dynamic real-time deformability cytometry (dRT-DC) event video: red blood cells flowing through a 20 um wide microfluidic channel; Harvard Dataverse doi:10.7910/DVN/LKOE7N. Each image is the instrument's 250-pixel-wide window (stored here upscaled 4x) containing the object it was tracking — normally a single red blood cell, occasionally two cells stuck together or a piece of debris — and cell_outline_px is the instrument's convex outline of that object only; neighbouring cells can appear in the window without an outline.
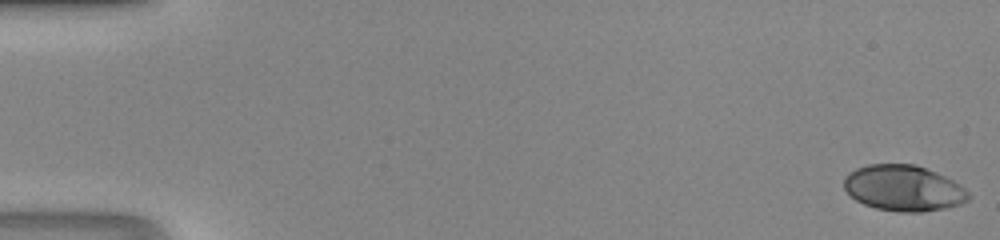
{"species": "human", "species_latin": "Homo sapiens", "temperature_condition": "room temperature", "stored_images_in_passage": 48, "camera_frame_rate_fps": 3000, "um_per_image_px": 0.085, "donor": {"sex": "male"}, "frame": {"image": 1, "passage_image": 1, "time_ms": 0.0, "image_size_px": [1000, 240], "cell_outline_px": [[972, 196], [968, 200], [960, 204], [944, 208], [920, 212], [900, 212], [876, 208], [864, 204], [856, 200], [844, 188], [844, 176], [848, 172], [856, 168], [868, 164], [916, 164], [936, 172], [960, 184]], "centroid_in_image_um": [76.8, 15.98], "position_along_channel_um": 8.2, "area_um2": 33.29}}
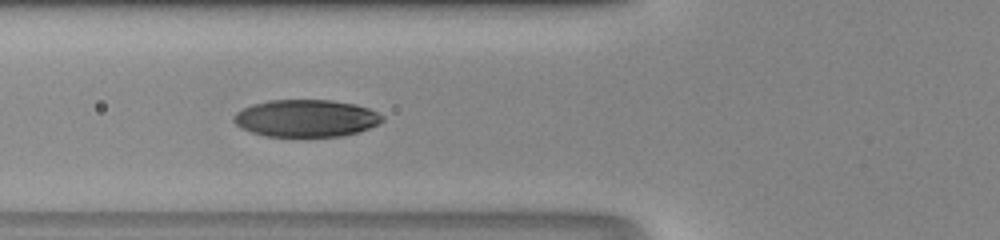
{"frame": {"image": 2, "passage_image": 19, "time_ms": 6.0, "image_size_px": [1000, 240], "cell_outline_px": [[384, 120], [380, 124], [360, 132], [344, 136], [264, 136], [240, 128], [232, 120], [232, 116], [236, 112], [252, 104], [268, 100], [332, 100], [356, 104], [368, 108], [384, 116]], "centroid_in_image_um": [26.03, 10.05], "position_along_channel_um": 99.8, "area_um2": 32.54}}
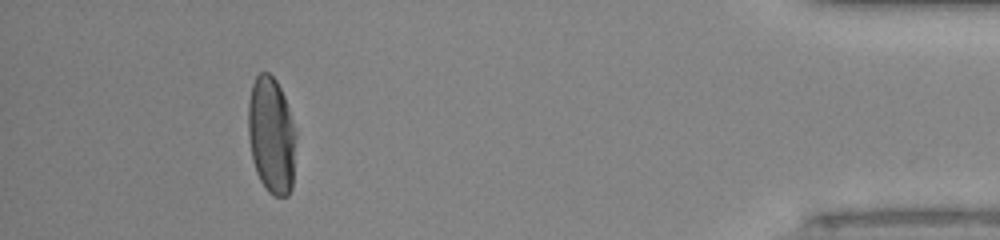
{"frame": {"image": 3, "passage_image": 44, "time_ms": 14.333, "image_size_px": [1000, 240], "cell_outline_px": [[296, 136], [292, 188], [288, 196], [276, 196], [268, 192], [264, 188], [256, 172], [252, 160], [248, 136], [248, 104], [252, 84], [256, 76], [260, 72], [268, 72], [276, 80], [284, 96], [296, 128]], "centroid_in_image_um": [23.07, 11.51], "position_along_channel_um": 412.1, "area_um2": 32.89}}